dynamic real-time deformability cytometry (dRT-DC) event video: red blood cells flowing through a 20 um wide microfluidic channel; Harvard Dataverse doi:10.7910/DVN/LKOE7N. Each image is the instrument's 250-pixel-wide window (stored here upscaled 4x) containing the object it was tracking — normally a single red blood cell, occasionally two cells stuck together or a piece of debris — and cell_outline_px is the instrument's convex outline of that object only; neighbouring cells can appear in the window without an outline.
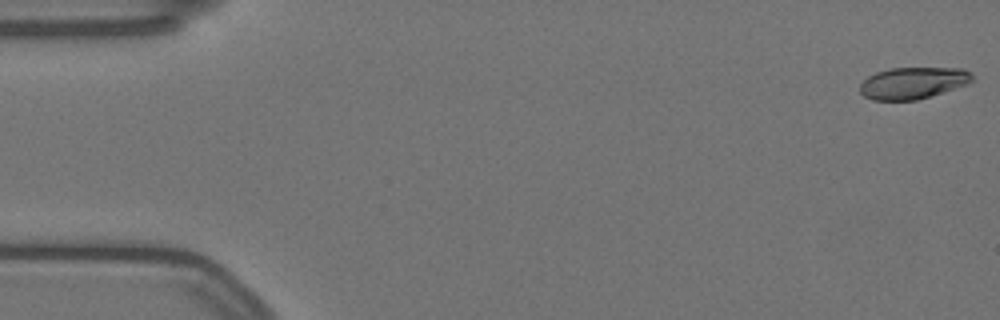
{"species": "Egyptian fruit bat (a non-hibernating species)", "species_latin": "Rousettus aegyptiacus", "temperature_condition": "warm", "stored_images_in_passage": 10, "camera_frame_rate_fps": 3000, "um_per_image_px": 0.085, "animal": {"sex": "female"}, "frame": {"image": 1, "passage_image": 1, "time_ms": 0.0, "image_size_px": [1000, 320], "cell_outline_px": [[972, 80], [968, 84], [916, 100], [872, 100], [864, 96], [860, 92], [860, 84], [868, 76], [876, 72], [892, 68], [964, 68], [972, 72]], "centroid_in_image_um": [77.6, 7.04], "position_along_channel_um": 7.4, "area_um2": 20.69}}